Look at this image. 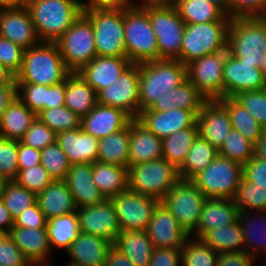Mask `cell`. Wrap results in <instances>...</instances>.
<instances>
[{
  "instance_id": "18",
  "label": "cell",
  "mask_w": 266,
  "mask_h": 266,
  "mask_svg": "<svg viewBox=\"0 0 266 266\" xmlns=\"http://www.w3.org/2000/svg\"><path fill=\"white\" fill-rule=\"evenodd\" d=\"M146 232L154 248L181 247L190 238L176 217L161 201L153 210Z\"/></svg>"
},
{
  "instance_id": "45",
  "label": "cell",
  "mask_w": 266,
  "mask_h": 266,
  "mask_svg": "<svg viewBox=\"0 0 266 266\" xmlns=\"http://www.w3.org/2000/svg\"><path fill=\"white\" fill-rule=\"evenodd\" d=\"M37 194L17 184L14 180L6 181L1 200L15 219L21 212L36 203Z\"/></svg>"
},
{
  "instance_id": "23",
  "label": "cell",
  "mask_w": 266,
  "mask_h": 266,
  "mask_svg": "<svg viewBox=\"0 0 266 266\" xmlns=\"http://www.w3.org/2000/svg\"><path fill=\"white\" fill-rule=\"evenodd\" d=\"M132 118L122 109L97 104L92 111L81 118V129L100 139L122 130Z\"/></svg>"
},
{
  "instance_id": "6",
  "label": "cell",
  "mask_w": 266,
  "mask_h": 266,
  "mask_svg": "<svg viewBox=\"0 0 266 266\" xmlns=\"http://www.w3.org/2000/svg\"><path fill=\"white\" fill-rule=\"evenodd\" d=\"M180 179L179 169L164 158L128 166V189L159 201Z\"/></svg>"
},
{
  "instance_id": "51",
  "label": "cell",
  "mask_w": 266,
  "mask_h": 266,
  "mask_svg": "<svg viewBox=\"0 0 266 266\" xmlns=\"http://www.w3.org/2000/svg\"><path fill=\"white\" fill-rule=\"evenodd\" d=\"M16 96L36 115L46 110L47 85L16 84Z\"/></svg>"
},
{
  "instance_id": "66",
  "label": "cell",
  "mask_w": 266,
  "mask_h": 266,
  "mask_svg": "<svg viewBox=\"0 0 266 266\" xmlns=\"http://www.w3.org/2000/svg\"><path fill=\"white\" fill-rule=\"evenodd\" d=\"M16 96V85H0V122L9 103Z\"/></svg>"
},
{
  "instance_id": "16",
  "label": "cell",
  "mask_w": 266,
  "mask_h": 266,
  "mask_svg": "<svg viewBox=\"0 0 266 266\" xmlns=\"http://www.w3.org/2000/svg\"><path fill=\"white\" fill-rule=\"evenodd\" d=\"M76 212L79 218L80 232L99 236L114 244L121 228L110 199L96 205L79 207Z\"/></svg>"
},
{
  "instance_id": "34",
  "label": "cell",
  "mask_w": 266,
  "mask_h": 266,
  "mask_svg": "<svg viewBox=\"0 0 266 266\" xmlns=\"http://www.w3.org/2000/svg\"><path fill=\"white\" fill-rule=\"evenodd\" d=\"M257 212L239 211L238 214V220L245 242V252L255 258H258L257 255L259 253L261 255L266 254V211ZM255 220L259 223H256Z\"/></svg>"
},
{
  "instance_id": "47",
  "label": "cell",
  "mask_w": 266,
  "mask_h": 266,
  "mask_svg": "<svg viewBox=\"0 0 266 266\" xmlns=\"http://www.w3.org/2000/svg\"><path fill=\"white\" fill-rule=\"evenodd\" d=\"M218 153L243 165L254 156V144L239 131L231 129Z\"/></svg>"
},
{
  "instance_id": "8",
  "label": "cell",
  "mask_w": 266,
  "mask_h": 266,
  "mask_svg": "<svg viewBox=\"0 0 266 266\" xmlns=\"http://www.w3.org/2000/svg\"><path fill=\"white\" fill-rule=\"evenodd\" d=\"M94 30L97 56L126 57L124 8L85 10Z\"/></svg>"
},
{
  "instance_id": "13",
  "label": "cell",
  "mask_w": 266,
  "mask_h": 266,
  "mask_svg": "<svg viewBox=\"0 0 266 266\" xmlns=\"http://www.w3.org/2000/svg\"><path fill=\"white\" fill-rule=\"evenodd\" d=\"M227 51L205 55L187 65V77L207 100L224 97L223 67Z\"/></svg>"
},
{
  "instance_id": "31",
  "label": "cell",
  "mask_w": 266,
  "mask_h": 266,
  "mask_svg": "<svg viewBox=\"0 0 266 266\" xmlns=\"http://www.w3.org/2000/svg\"><path fill=\"white\" fill-rule=\"evenodd\" d=\"M206 101L207 99L187 78L178 87L164 94L160 100H156L146 110L168 111L170 109L181 108L191 110L197 116Z\"/></svg>"
},
{
  "instance_id": "65",
  "label": "cell",
  "mask_w": 266,
  "mask_h": 266,
  "mask_svg": "<svg viewBox=\"0 0 266 266\" xmlns=\"http://www.w3.org/2000/svg\"><path fill=\"white\" fill-rule=\"evenodd\" d=\"M104 266H135L122 252L112 246L107 254Z\"/></svg>"
},
{
  "instance_id": "35",
  "label": "cell",
  "mask_w": 266,
  "mask_h": 266,
  "mask_svg": "<svg viewBox=\"0 0 266 266\" xmlns=\"http://www.w3.org/2000/svg\"><path fill=\"white\" fill-rule=\"evenodd\" d=\"M92 176L106 199L128 189V167L95 161L92 163Z\"/></svg>"
},
{
  "instance_id": "12",
  "label": "cell",
  "mask_w": 266,
  "mask_h": 266,
  "mask_svg": "<svg viewBox=\"0 0 266 266\" xmlns=\"http://www.w3.org/2000/svg\"><path fill=\"white\" fill-rule=\"evenodd\" d=\"M206 199L207 197L191 180L180 179L161 202L190 235L197 227L200 212Z\"/></svg>"
},
{
  "instance_id": "49",
  "label": "cell",
  "mask_w": 266,
  "mask_h": 266,
  "mask_svg": "<svg viewBox=\"0 0 266 266\" xmlns=\"http://www.w3.org/2000/svg\"><path fill=\"white\" fill-rule=\"evenodd\" d=\"M41 152V165L48 171L50 177L55 180H65L71 164L67 155L61 150L58 143L55 142L46 146Z\"/></svg>"
},
{
  "instance_id": "3",
  "label": "cell",
  "mask_w": 266,
  "mask_h": 266,
  "mask_svg": "<svg viewBox=\"0 0 266 266\" xmlns=\"http://www.w3.org/2000/svg\"><path fill=\"white\" fill-rule=\"evenodd\" d=\"M38 38L56 42L82 14L79 0H25Z\"/></svg>"
},
{
  "instance_id": "69",
  "label": "cell",
  "mask_w": 266,
  "mask_h": 266,
  "mask_svg": "<svg viewBox=\"0 0 266 266\" xmlns=\"http://www.w3.org/2000/svg\"><path fill=\"white\" fill-rule=\"evenodd\" d=\"M254 156L266 161V128L263 129L260 139L254 144Z\"/></svg>"
},
{
  "instance_id": "68",
  "label": "cell",
  "mask_w": 266,
  "mask_h": 266,
  "mask_svg": "<svg viewBox=\"0 0 266 266\" xmlns=\"http://www.w3.org/2000/svg\"><path fill=\"white\" fill-rule=\"evenodd\" d=\"M141 1V0H140ZM128 6L136 8L157 7V6H169L174 3V0H142L139 4L134 0H127Z\"/></svg>"
},
{
  "instance_id": "22",
  "label": "cell",
  "mask_w": 266,
  "mask_h": 266,
  "mask_svg": "<svg viewBox=\"0 0 266 266\" xmlns=\"http://www.w3.org/2000/svg\"><path fill=\"white\" fill-rule=\"evenodd\" d=\"M137 120L163 139L179 130L192 127L197 122V116L191 110L181 108L168 111L144 110Z\"/></svg>"
},
{
  "instance_id": "52",
  "label": "cell",
  "mask_w": 266,
  "mask_h": 266,
  "mask_svg": "<svg viewBox=\"0 0 266 266\" xmlns=\"http://www.w3.org/2000/svg\"><path fill=\"white\" fill-rule=\"evenodd\" d=\"M256 121L266 128V88L245 91L234 97Z\"/></svg>"
},
{
  "instance_id": "32",
  "label": "cell",
  "mask_w": 266,
  "mask_h": 266,
  "mask_svg": "<svg viewBox=\"0 0 266 266\" xmlns=\"http://www.w3.org/2000/svg\"><path fill=\"white\" fill-rule=\"evenodd\" d=\"M36 117L37 115L15 96L1 117L0 137L20 141Z\"/></svg>"
},
{
  "instance_id": "19",
  "label": "cell",
  "mask_w": 266,
  "mask_h": 266,
  "mask_svg": "<svg viewBox=\"0 0 266 266\" xmlns=\"http://www.w3.org/2000/svg\"><path fill=\"white\" fill-rule=\"evenodd\" d=\"M0 37L9 39L25 50L41 42L30 12L24 4L16 8L0 10Z\"/></svg>"
},
{
  "instance_id": "48",
  "label": "cell",
  "mask_w": 266,
  "mask_h": 266,
  "mask_svg": "<svg viewBox=\"0 0 266 266\" xmlns=\"http://www.w3.org/2000/svg\"><path fill=\"white\" fill-rule=\"evenodd\" d=\"M37 117L56 134L80 127L81 118L65 105L42 110Z\"/></svg>"
},
{
  "instance_id": "4",
  "label": "cell",
  "mask_w": 266,
  "mask_h": 266,
  "mask_svg": "<svg viewBox=\"0 0 266 266\" xmlns=\"http://www.w3.org/2000/svg\"><path fill=\"white\" fill-rule=\"evenodd\" d=\"M227 49L241 62L263 69L266 61V16L231 18Z\"/></svg>"
},
{
  "instance_id": "73",
  "label": "cell",
  "mask_w": 266,
  "mask_h": 266,
  "mask_svg": "<svg viewBox=\"0 0 266 266\" xmlns=\"http://www.w3.org/2000/svg\"><path fill=\"white\" fill-rule=\"evenodd\" d=\"M5 183H6V180L3 177H0V199L2 196V192H3V188H4Z\"/></svg>"
},
{
  "instance_id": "2",
  "label": "cell",
  "mask_w": 266,
  "mask_h": 266,
  "mask_svg": "<svg viewBox=\"0 0 266 266\" xmlns=\"http://www.w3.org/2000/svg\"><path fill=\"white\" fill-rule=\"evenodd\" d=\"M187 66L177 59H157L139 64L140 112L187 79Z\"/></svg>"
},
{
  "instance_id": "30",
  "label": "cell",
  "mask_w": 266,
  "mask_h": 266,
  "mask_svg": "<svg viewBox=\"0 0 266 266\" xmlns=\"http://www.w3.org/2000/svg\"><path fill=\"white\" fill-rule=\"evenodd\" d=\"M36 202L46 220L76 211L73 196L64 180H53L37 193Z\"/></svg>"
},
{
  "instance_id": "61",
  "label": "cell",
  "mask_w": 266,
  "mask_h": 266,
  "mask_svg": "<svg viewBox=\"0 0 266 266\" xmlns=\"http://www.w3.org/2000/svg\"><path fill=\"white\" fill-rule=\"evenodd\" d=\"M256 258L247 252L218 253L217 266H253Z\"/></svg>"
},
{
  "instance_id": "46",
  "label": "cell",
  "mask_w": 266,
  "mask_h": 266,
  "mask_svg": "<svg viewBox=\"0 0 266 266\" xmlns=\"http://www.w3.org/2000/svg\"><path fill=\"white\" fill-rule=\"evenodd\" d=\"M233 201L239 211H266V189L242 178Z\"/></svg>"
},
{
  "instance_id": "64",
  "label": "cell",
  "mask_w": 266,
  "mask_h": 266,
  "mask_svg": "<svg viewBox=\"0 0 266 266\" xmlns=\"http://www.w3.org/2000/svg\"><path fill=\"white\" fill-rule=\"evenodd\" d=\"M82 11L105 8H124L128 6L127 0H79Z\"/></svg>"
},
{
  "instance_id": "10",
  "label": "cell",
  "mask_w": 266,
  "mask_h": 266,
  "mask_svg": "<svg viewBox=\"0 0 266 266\" xmlns=\"http://www.w3.org/2000/svg\"><path fill=\"white\" fill-rule=\"evenodd\" d=\"M56 43L71 73H77L97 56L92 23L83 12Z\"/></svg>"
},
{
  "instance_id": "40",
  "label": "cell",
  "mask_w": 266,
  "mask_h": 266,
  "mask_svg": "<svg viewBox=\"0 0 266 266\" xmlns=\"http://www.w3.org/2000/svg\"><path fill=\"white\" fill-rule=\"evenodd\" d=\"M218 155V149L198 134L186 155L184 163L179 168L180 178L182 180H191L200 171L204 170Z\"/></svg>"
},
{
  "instance_id": "37",
  "label": "cell",
  "mask_w": 266,
  "mask_h": 266,
  "mask_svg": "<svg viewBox=\"0 0 266 266\" xmlns=\"http://www.w3.org/2000/svg\"><path fill=\"white\" fill-rule=\"evenodd\" d=\"M131 121L122 129L99 139L97 161L128 167Z\"/></svg>"
},
{
  "instance_id": "54",
  "label": "cell",
  "mask_w": 266,
  "mask_h": 266,
  "mask_svg": "<svg viewBox=\"0 0 266 266\" xmlns=\"http://www.w3.org/2000/svg\"><path fill=\"white\" fill-rule=\"evenodd\" d=\"M56 138L57 134L36 117L20 142L26 146L42 150L55 143Z\"/></svg>"
},
{
  "instance_id": "5",
  "label": "cell",
  "mask_w": 266,
  "mask_h": 266,
  "mask_svg": "<svg viewBox=\"0 0 266 266\" xmlns=\"http://www.w3.org/2000/svg\"><path fill=\"white\" fill-rule=\"evenodd\" d=\"M126 57L134 64L160 59L157 38L146 8L124 7Z\"/></svg>"
},
{
  "instance_id": "57",
  "label": "cell",
  "mask_w": 266,
  "mask_h": 266,
  "mask_svg": "<svg viewBox=\"0 0 266 266\" xmlns=\"http://www.w3.org/2000/svg\"><path fill=\"white\" fill-rule=\"evenodd\" d=\"M0 266H33L15 245L12 239L7 236L0 243Z\"/></svg>"
},
{
  "instance_id": "70",
  "label": "cell",
  "mask_w": 266,
  "mask_h": 266,
  "mask_svg": "<svg viewBox=\"0 0 266 266\" xmlns=\"http://www.w3.org/2000/svg\"><path fill=\"white\" fill-rule=\"evenodd\" d=\"M0 85H16V76L0 62Z\"/></svg>"
},
{
  "instance_id": "42",
  "label": "cell",
  "mask_w": 266,
  "mask_h": 266,
  "mask_svg": "<svg viewBox=\"0 0 266 266\" xmlns=\"http://www.w3.org/2000/svg\"><path fill=\"white\" fill-rule=\"evenodd\" d=\"M219 101L229 112L232 129L239 131L255 144L260 139L264 127L234 97H223Z\"/></svg>"
},
{
  "instance_id": "17",
  "label": "cell",
  "mask_w": 266,
  "mask_h": 266,
  "mask_svg": "<svg viewBox=\"0 0 266 266\" xmlns=\"http://www.w3.org/2000/svg\"><path fill=\"white\" fill-rule=\"evenodd\" d=\"M224 97H235L245 91L266 88L262 69L241 62L227 50L223 67Z\"/></svg>"
},
{
  "instance_id": "20",
  "label": "cell",
  "mask_w": 266,
  "mask_h": 266,
  "mask_svg": "<svg viewBox=\"0 0 266 266\" xmlns=\"http://www.w3.org/2000/svg\"><path fill=\"white\" fill-rule=\"evenodd\" d=\"M198 134L219 149L232 129L228 110L219 100H207L197 115Z\"/></svg>"
},
{
  "instance_id": "29",
  "label": "cell",
  "mask_w": 266,
  "mask_h": 266,
  "mask_svg": "<svg viewBox=\"0 0 266 266\" xmlns=\"http://www.w3.org/2000/svg\"><path fill=\"white\" fill-rule=\"evenodd\" d=\"M128 166L163 158L162 139L137 119L131 120Z\"/></svg>"
},
{
  "instance_id": "24",
  "label": "cell",
  "mask_w": 266,
  "mask_h": 266,
  "mask_svg": "<svg viewBox=\"0 0 266 266\" xmlns=\"http://www.w3.org/2000/svg\"><path fill=\"white\" fill-rule=\"evenodd\" d=\"M64 181L73 196L77 208L96 205L106 200L94 184L92 164H72Z\"/></svg>"
},
{
  "instance_id": "53",
  "label": "cell",
  "mask_w": 266,
  "mask_h": 266,
  "mask_svg": "<svg viewBox=\"0 0 266 266\" xmlns=\"http://www.w3.org/2000/svg\"><path fill=\"white\" fill-rule=\"evenodd\" d=\"M14 181L37 194L46 188L53 179L48 171L41 164H38L37 166L18 171Z\"/></svg>"
},
{
  "instance_id": "67",
  "label": "cell",
  "mask_w": 266,
  "mask_h": 266,
  "mask_svg": "<svg viewBox=\"0 0 266 266\" xmlns=\"http://www.w3.org/2000/svg\"><path fill=\"white\" fill-rule=\"evenodd\" d=\"M13 226L14 219L10 215L8 208L0 199V230L9 233Z\"/></svg>"
},
{
  "instance_id": "59",
  "label": "cell",
  "mask_w": 266,
  "mask_h": 266,
  "mask_svg": "<svg viewBox=\"0 0 266 266\" xmlns=\"http://www.w3.org/2000/svg\"><path fill=\"white\" fill-rule=\"evenodd\" d=\"M46 218L37 202L25 209L14 219V226L25 228H46Z\"/></svg>"
},
{
  "instance_id": "7",
  "label": "cell",
  "mask_w": 266,
  "mask_h": 266,
  "mask_svg": "<svg viewBox=\"0 0 266 266\" xmlns=\"http://www.w3.org/2000/svg\"><path fill=\"white\" fill-rule=\"evenodd\" d=\"M230 21L186 24L180 51V62L187 66L205 55L227 51Z\"/></svg>"
},
{
  "instance_id": "1",
  "label": "cell",
  "mask_w": 266,
  "mask_h": 266,
  "mask_svg": "<svg viewBox=\"0 0 266 266\" xmlns=\"http://www.w3.org/2000/svg\"><path fill=\"white\" fill-rule=\"evenodd\" d=\"M71 74L56 42H40L24 51L16 84L56 85Z\"/></svg>"
},
{
  "instance_id": "76",
  "label": "cell",
  "mask_w": 266,
  "mask_h": 266,
  "mask_svg": "<svg viewBox=\"0 0 266 266\" xmlns=\"http://www.w3.org/2000/svg\"><path fill=\"white\" fill-rule=\"evenodd\" d=\"M64 266H78V265H72V264L68 263L67 265H64Z\"/></svg>"
},
{
  "instance_id": "41",
  "label": "cell",
  "mask_w": 266,
  "mask_h": 266,
  "mask_svg": "<svg viewBox=\"0 0 266 266\" xmlns=\"http://www.w3.org/2000/svg\"><path fill=\"white\" fill-rule=\"evenodd\" d=\"M200 239L218 253L245 251L239 220L233 224L207 231Z\"/></svg>"
},
{
  "instance_id": "62",
  "label": "cell",
  "mask_w": 266,
  "mask_h": 266,
  "mask_svg": "<svg viewBox=\"0 0 266 266\" xmlns=\"http://www.w3.org/2000/svg\"><path fill=\"white\" fill-rule=\"evenodd\" d=\"M41 152L38 149L26 146L19 141L18 165L19 171L31 168L41 163Z\"/></svg>"
},
{
  "instance_id": "50",
  "label": "cell",
  "mask_w": 266,
  "mask_h": 266,
  "mask_svg": "<svg viewBox=\"0 0 266 266\" xmlns=\"http://www.w3.org/2000/svg\"><path fill=\"white\" fill-rule=\"evenodd\" d=\"M19 141L0 137V177L6 181L16 178L18 165Z\"/></svg>"
},
{
  "instance_id": "33",
  "label": "cell",
  "mask_w": 266,
  "mask_h": 266,
  "mask_svg": "<svg viewBox=\"0 0 266 266\" xmlns=\"http://www.w3.org/2000/svg\"><path fill=\"white\" fill-rule=\"evenodd\" d=\"M113 246L135 266H148L154 251V245L146 231L121 230Z\"/></svg>"
},
{
  "instance_id": "36",
  "label": "cell",
  "mask_w": 266,
  "mask_h": 266,
  "mask_svg": "<svg viewBox=\"0 0 266 266\" xmlns=\"http://www.w3.org/2000/svg\"><path fill=\"white\" fill-rule=\"evenodd\" d=\"M98 104L96 91L77 73L65 79V106L80 118L89 114Z\"/></svg>"
},
{
  "instance_id": "56",
  "label": "cell",
  "mask_w": 266,
  "mask_h": 266,
  "mask_svg": "<svg viewBox=\"0 0 266 266\" xmlns=\"http://www.w3.org/2000/svg\"><path fill=\"white\" fill-rule=\"evenodd\" d=\"M229 17H265L266 0H228Z\"/></svg>"
},
{
  "instance_id": "58",
  "label": "cell",
  "mask_w": 266,
  "mask_h": 266,
  "mask_svg": "<svg viewBox=\"0 0 266 266\" xmlns=\"http://www.w3.org/2000/svg\"><path fill=\"white\" fill-rule=\"evenodd\" d=\"M242 174V178L247 182L266 189V161L253 156L247 163L243 164Z\"/></svg>"
},
{
  "instance_id": "25",
  "label": "cell",
  "mask_w": 266,
  "mask_h": 266,
  "mask_svg": "<svg viewBox=\"0 0 266 266\" xmlns=\"http://www.w3.org/2000/svg\"><path fill=\"white\" fill-rule=\"evenodd\" d=\"M239 210L233 199L207 198L200 212L196 229L190 234L200 239L207 231L227 226L238 220Z\"/></svg>"
},
{
  "instance_id": "14",
  "label": "cell",
  "mask_w": 266,
  "mask_h": 266,
  "mask_svg": "<svg viewBox=\"0 0 266 266\" xmlns=\"http://www.w3.org/2000/svg\"><path fill=\"white\" fill-rule=\"evenodd\" d=\"M98 104L122 109L132 119L140 115L139 64H132L116 82L97 93Z\"/></svg>"
},
{
  "instance_id": "60",
  "label": "cell",
  "mask_w": 266,
  "mask_h": 266,
  "mask_svg": "<svg viewBox=\"0 0 266 266\" xmlns=\"http://www.w3.org/2000/svg\"><path fill=\"white\" fill-rule=\"evenodd\" d=\"M148 266H181V247L154 248Z\"/></svg>"
},
{
  "instance_id": "63",
  "label": "cell",
  "mask_w": 266,
  "mask_h": 266,
  "mask_svg": "<svg viewBox=\"0 0 266 266\" xmlns=\"http://www.w3.org/2000/svg\"><path fill=\"white\" fill-rule=\"evenodd\" d=\"M65 105V81L48 86L46 109L61 107Z\"/></svg>"
},
{
  "instance_id": "28",
  "label": "cell",
  "mask_w": 266,
  "mask_h": 266,
  "mask_svg": "<svg viewBox=\"0 0 266 266\" xmlns=\"http://www.w3.org/2000/svg\"><path fill=\"white\" fill-rule=\"evenodd\" d=\"M112 246V243L99 236L80 232L66 250L71 259L68 263L78 266H104Z\"/></svg>"
},
{
  "instance_id": "11",
  "label": "cell",
  "mask_w": 266,
  "mask_h": 266,
  "mask_svg": "<svg viewBox=\"0 0 266 266\" xmlns=\"http://www.w3.org/2000/svg\"><path fill=\"white\" fill-rule=\"evenodd\" d=\"M151 25L157 38L160 59H177L180 51L186 23L172 4L169 6L147 7Z\"/></svg>"
},
{
  "instance_id": "38",
  "label": "cell",
  "mask_w": 266,
  "mask_h": 266,
  "mask_svg": "<svg viewBox=\"0 0 266 266\" xmlns=\"http://www.w3.org/2000/svg\"><path fill=\"white\" fill-rule=\"evenodd\" d=\"M173 5L186 24L231 20L219 6L207 0H174Z\"/></svg>"
},
{
  "instance_id": "27",
  "label": "cell",
  "mask_w": 266,
  "mask_h": 266,
  "mask_svg": "<svg viewBox=\"0 0 266 266\" xmlns=\"http://www.w3.org/2000/svg\"><path fill=\"white\" fill-rule=\"evenodd\" d=\"M8 236L33 266L47 264L51 252L47 228L13 226Z\"/></svg>"
},
{
  "instance_id": "43",
  "label": "cell",
  "mask_w": 266,
  "mask_h": 266,
  "mask_svg": "<svg viewBox=\"0 0 266 266\" xmlns=\"http://www.w3.org/2000/svg\"><path fill=\"white\" fill-rule=\"evenodd\" d=\"M198 135L197 122L190 128L179 130L162 139L163 158L178 169L184 163L194 139Z\"/></svg>"
},
{
  "instance_id": "72",
  "label": "cell",
  "mask_w": 266,
  "mask_h": 266,
  "mask_svg": "<svg viewBox=\"0 0 266 266\" xmlns=\"http://www.w3.org/2000/svg\"><path fill=\"white\" fill-rule=\"evenodd\" d=\"M219 6L229 16V2L228 0H207Z\"/></svg>"
},
{
  "instance_id": "39",
  "label": "cell",
  "mask_w": 266,
  "mask_h": 266,
  "mask_svg": "<svg viewBox=\"0 0 266 266\" xmlns=\"http://www.w3.org/2000/svg\"><path fill=\"white\" fill-rule=\"evenodd\" d=\"M48 240L51 250H67L80 233L79 218L76 211L59 217H54L46 222Z\"/></svg>"
},
{
  "instance_id": "55",
  "label": "cell",
  "mask_w": 266,
  "mask_h": 266,
  "mask_svg": "<svg viewBox=\"0 0 266 266\" xmlns=\"http://www.w3.org/2000/svg\"><path fill=\"white\" fill-rule=\"evenodd\" d=\"M24 51L21 46L0 37V62L15 76L22 68Z\"/></svg>"
},
{
  "instance_id": "71",
  "label": "cell",
  "mask_w": 266,
  "mask_h": 266,
  "mask_svg": "<svg viewBox=\"0 0 266 266\" xmlns=\"http://www.w3.org/2000/svg\"><path fill=\"white\" fill-rule=\"evenodd\" d=\"M25 0H0V9L16 8L22 6Z\"/></svg>"
},
{
  "instance_id": "15",
  "label": "cell",
  "mask_w": 266,
  "mask_h": 266,
  "mask_svg": "<svg viewBox=\"0 0 266 266\" xmlns=\"http://www.w3.org/2000/svg\"><path fill=\"white\" fill-rule=\"evenodd\" d=\"M121 230L146 231L159 200L127 189L110 198Z\"/></svg>"
},
{
  "instance_id": "21",
  "label": "cell",
  "mask_w": 266,
  "mask_h": 266,
  "mask_svg": "<svg viewBox=\"0 0 266 266\" xmlns=\"http://www.w3.org/2000/svg\"><path fill=\"white\" fill-rule=\"evenodd\" d=\"M132 64L127 57L96 56L77 74L98 93L116 82Z\"/></svg>"
},
{
  "instance_id": "9",
  "label": "cell",
  "mask_w": 266,
  "mask_h": 266,
  "mask_svg": "<svg viewBox=\"0 0 266 266\" xmlns=\"http://www.w3.org/2000/svg\"><path fill=\"white\" fill-rule=\"evenodd\" d=\"M243 165L218 155L191 181L207 198L233 199L242 179Z\"/></svg>"
},
{
  "instance_id": "26",
  "label": "cell",
  "mask_w": 266,
  "mask_h": 266,
  "mask_svg": "<svg viewBox=\"0 0 266 266\" xmlns=\"http://www.w3.org/2000/svg\"><path fill=\"white\" fill-rule=\"evenodd\" d=\"M56 142L71 165L97 161L99 139L84 132L81 127L57 133Z\"/></svg>"
},
{
  "instance_id": "44",
  "label": "cell",
  "mask_w": 266,
  "mask_h": 266,
  "mask_svg": "<svg viewBox=\"0 0 266 266\" xmlns=\"http://www.w3.org/2000/svg\"><path fill=\"white\" fill-rule=\"evenodd\" d=\"M218 252L201 239L189 238L181 246V266H217Z\"/></svg>"
},
{
  "instance_id": "74",
  "label": "cell",
  "mask_w": 266,
  "mask_h": 266,
  "mask_svg": "<svg viewBox=\"0 0 266 266\" xmlns=\"http://www.w3.org/2000/svg\"><path fill=\"white\" fill-rule=\"evenodd\" d=\"M8 236V233L0 230V243Z\"/></svg>"
},
{
  "instance_id": "75",
  "label": "cell",
  "mask_w": 266,
  "mask_h": 266,
  "mask_svg": "<svg viewBox=\"0 0 266 266\" xmlns=\"http://www.w3.org/2000/svg\"><path fill=\"white\" fill-rule=\"evenodd\" d=\"M262 71H263L264 78L266 80V61H265V64H264Z\"/></svg>"
}]
</instances>
